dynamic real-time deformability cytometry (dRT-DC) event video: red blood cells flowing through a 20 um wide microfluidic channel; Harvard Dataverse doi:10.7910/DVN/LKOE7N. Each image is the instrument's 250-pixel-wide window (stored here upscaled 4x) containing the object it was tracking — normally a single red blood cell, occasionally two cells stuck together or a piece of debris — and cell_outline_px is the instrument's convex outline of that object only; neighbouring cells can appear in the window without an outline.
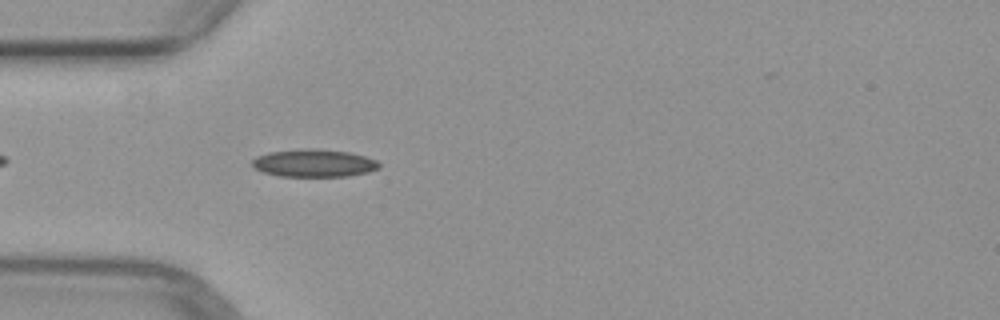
{"species": "common noctule bat (a hibernating species)", "species_latin": "Nyctalus noctula", "temperature_condition": "warm", "stored_images_in_passage": 2, "camera_frame_rate_fps": 3000, "um_per_image_px": 0.085, "animal": {"sex": "female", "body_mass_g": 29.2, "forearm_length_mm": 56.3}, "frame": {"image": 1, "passage_image": 2, "time_ms": 1.0, "image_size_px": [1000, 320], "cell_outline_px": [[380, 168], [368, 172], [348, 176], [280, 176], [264, 172], [256, 168], [252, 164], [252, 160], [256, 156], [268, 152], [304, 148], [316, 148], [352, 152], [376, 160], [380, 164]], "centroid_in_image_um": [26.71, 13.85], "position_along_channel_um": 58.3, "area_um2": 20.58}}